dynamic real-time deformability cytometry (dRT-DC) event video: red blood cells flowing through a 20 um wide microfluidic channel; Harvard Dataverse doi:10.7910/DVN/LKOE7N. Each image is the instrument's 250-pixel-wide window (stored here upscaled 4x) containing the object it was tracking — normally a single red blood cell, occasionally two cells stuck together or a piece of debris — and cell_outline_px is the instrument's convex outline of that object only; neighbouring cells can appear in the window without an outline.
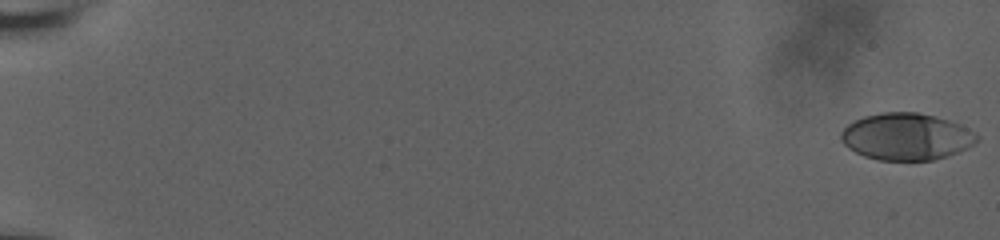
{"species": "human", "species_latin": "Homo sapiens", "temperature_condition": "room temperature", "stored_images_in_passage": 13, "camera_frame_rate_fps": 3000, "um_per_image_px": 0.085, "donor": {"sex": "male"}, "frame": {"image": 1, "passage_image": 1, "time_ms": 0.0, "image_size_px": [1000, 240], "cell_outline_px": [[980, 136], [972, 144], [948, 156], [932, 160], [880, 160], [864, 156], [848, 148], [840, 140], [840, 132], [848, 124], [864, 116], [880, 112], [916, 112], [948, 120], [960, 124]], "centroid_in_image_um": [77.0, 11.61], "position_along_channel_um": 8.0, "area_um2": 36.88}}
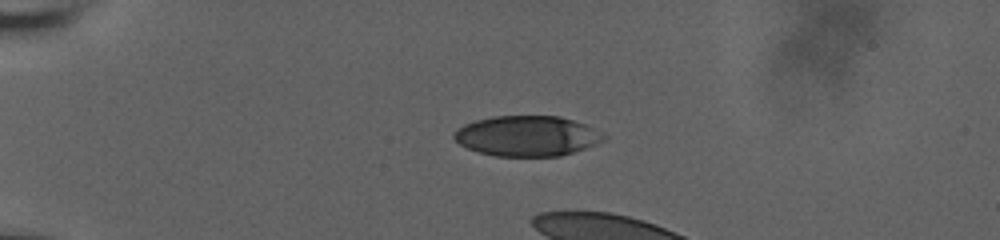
{"frame": {"image": 2, "passage_image": 10, "time_ms": 3.0, "image_size_px": [1000, 240], "cell_outline_px": [[608, 136], [604, 140], [596, 144], [560, 156], [496, 156], [480, 152], [468, 148], [460, 144], [452, 136], [452, 132], [464, 124], [476, 120], [492, 116], [560, 116], [584, 124]], "centroid_in_image_um": [44.78, 11.55], "position_along_channel_um": 40.2, "area_um2": 35.03}}